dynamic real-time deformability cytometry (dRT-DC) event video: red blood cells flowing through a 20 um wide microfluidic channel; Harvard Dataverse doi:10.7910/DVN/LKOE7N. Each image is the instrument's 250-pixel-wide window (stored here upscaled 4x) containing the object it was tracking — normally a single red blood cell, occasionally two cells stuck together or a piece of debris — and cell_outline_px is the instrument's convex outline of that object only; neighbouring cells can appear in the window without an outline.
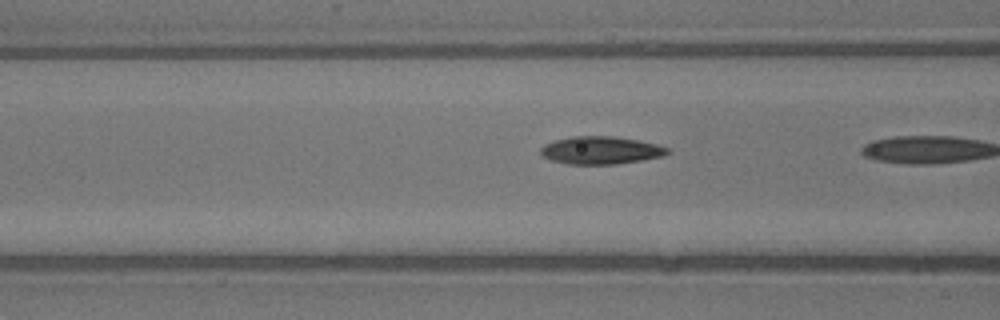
{"species": "common noctule bat (a hibernating species)", "species_latin": "Nyctalus noctula", "temperature_condition": "warm", "stored_images_in_passage": 4, "segment_of_instrument_passage": [2, 2], "camera_frame_rate_fps": 3000, "um_per_image_px": 0.085, "animal": {"sex": "male", "body_mass_g": 13.3}, "frame": {"image": 1, "passage_image": 4, "time_ms": 1.0, "image_size_px": [1000, 320], "cell_outline_px": [[672, 152], [664, 156], [616, 164], [568, 164], [552, 160], [540, 156], [540, 148], [544, 144], [556, 140], [572, 136], [612, 136], [636, 140], [656, 144], [668, 148]], "centroid_in_image_um": [51.05, 12.78], "position_along_channel_um": 115.6, "area_um2": 20.46}}